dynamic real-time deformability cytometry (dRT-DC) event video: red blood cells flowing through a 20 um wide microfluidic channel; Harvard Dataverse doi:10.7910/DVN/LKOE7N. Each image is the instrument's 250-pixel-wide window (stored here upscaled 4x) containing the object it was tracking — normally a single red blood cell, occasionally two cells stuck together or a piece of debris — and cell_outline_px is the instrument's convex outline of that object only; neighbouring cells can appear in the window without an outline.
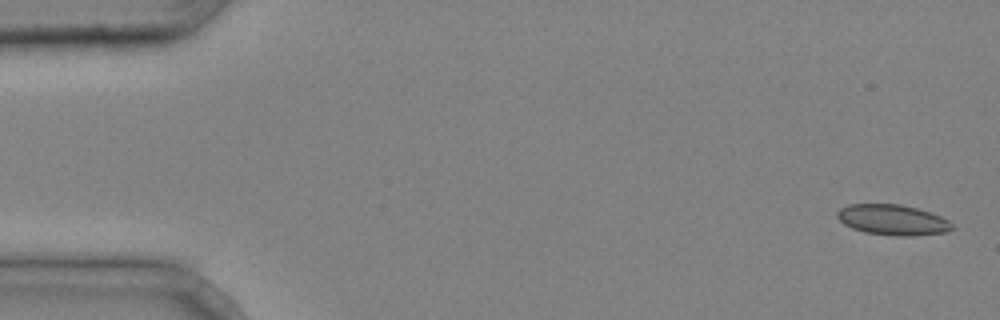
{"species": "common noctule bat (a hibernating species)", "species_latin": "Nyctalus noctula", "temperature_condition": "cold", "stored_images_in_passage": 5, "camera_frame_rate_fps": 3000, "um_per_image_px": 0.085, "animal": {"sex": "male", "body_mass_g": 20.4}, "frame": {"image": 1, "passage_image": 1, "time_ms": 0.0, "image_size_px": [1000, 320], "cell_outline_px": [[956, 228], [944, 232], [912, 236], [896, 236], [864, 232], [852, 228], [844, 224], [836, 216], [836, 212], [840, 208], [848, 204], [900, 204], [916, 208], [940, 216], [948, 220]], "centroid_in_image_um": [75.85, 18.69], "position_along_channel_um": 9.1, "area_um2": 20.4}}